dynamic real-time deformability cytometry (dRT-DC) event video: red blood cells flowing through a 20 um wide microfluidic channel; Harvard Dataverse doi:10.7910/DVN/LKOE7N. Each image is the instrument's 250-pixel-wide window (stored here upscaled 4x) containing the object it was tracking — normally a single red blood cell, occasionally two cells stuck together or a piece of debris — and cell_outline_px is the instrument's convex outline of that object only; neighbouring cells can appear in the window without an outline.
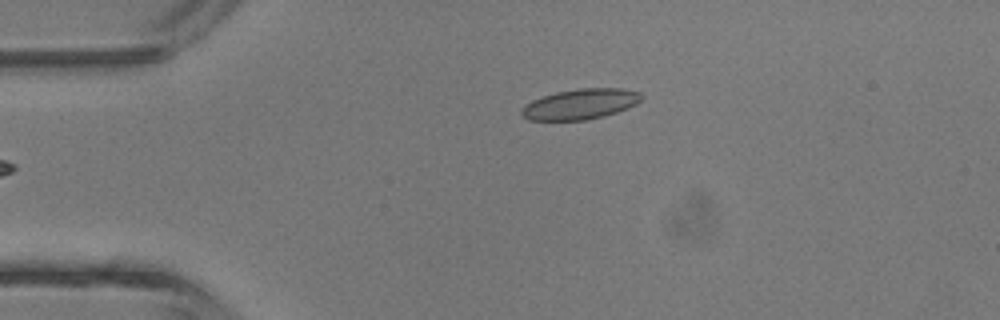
{"species": "common noctule bat (a hibernating species)", "species_latin": "Nyctalus noctula", "temperature_condition": "room temperature", "stored_images_in_passage": 4, "camera_frame_rate_fps": 3000, "um_per_image_px": 0.085, "animal": {"sex": "male", "body_mass_g": 13.3}, "frame": {"image": 1, "passage_image": 4, "time_ms": 4.333, "image_size_px": [1000, 320], "cell_outline_px": [[644, 96], [636, 104], [616, 112], [604, 116], [584, 120], [528, 120], [520, 112], [520, 108], [532, 100], [556, 92], [580, 88], [624, 88], [640, 92]], "centroid_in_image_um": [49.33, 8.84], "position_along_channel_um": 35.7, "area_um2": 21.21}}